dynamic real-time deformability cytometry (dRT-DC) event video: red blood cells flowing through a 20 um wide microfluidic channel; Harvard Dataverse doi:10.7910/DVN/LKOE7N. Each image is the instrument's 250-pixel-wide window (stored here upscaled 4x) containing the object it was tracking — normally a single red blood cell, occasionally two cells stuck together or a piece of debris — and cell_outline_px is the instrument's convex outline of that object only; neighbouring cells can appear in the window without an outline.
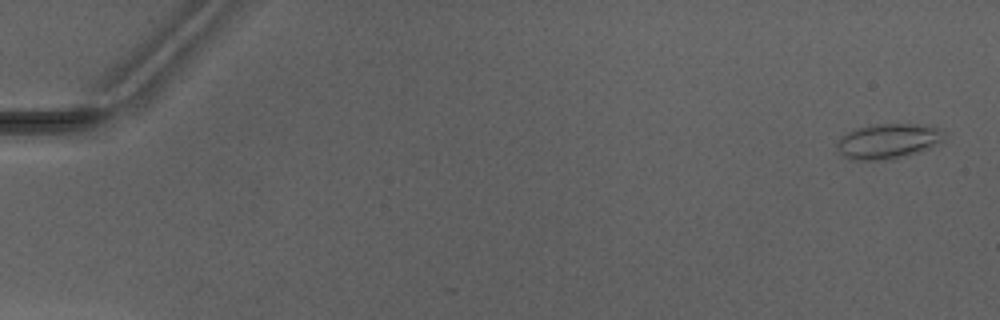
{"species": "Egyptian fruit bat (a non-hibernating species)", "species_latin": "Rousettus aegyptiacus", "temperature_condition": "warm", "stored_images_in_passage": 5, "camera_frame_rate_fps": 3000, "um_per_image_px": 0.085, "animal": {"sex": "male"}, "frame": {"image": 1, "passage_image": 1, "time_ms": 0.0, "image_size_px": [1000, 320], "cell_outline_px": [[944, 140], [932, 148], [920, 152], [892, 160], [852, 160], [844, 156], [836, 148], [836, 144], [840, 136], [856, 128], [872, 124], [916, 124], [940, 128], [944, 132]], "centroid_in_image_um": [75.5, 12.01], "position_along_channel_um": 9.5, "area_um2": 22.31}}